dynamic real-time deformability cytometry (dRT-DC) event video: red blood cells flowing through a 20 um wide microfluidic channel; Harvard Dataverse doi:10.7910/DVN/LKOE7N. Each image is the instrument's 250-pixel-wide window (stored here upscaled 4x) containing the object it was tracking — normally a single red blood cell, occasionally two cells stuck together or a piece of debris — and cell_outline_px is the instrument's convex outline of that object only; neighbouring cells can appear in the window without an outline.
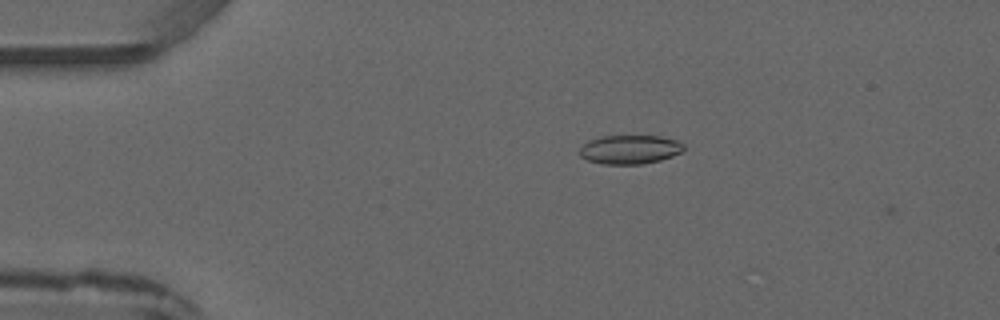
{"species": "common noctule bat (a hibernating species)", "species_latin": "Nyctalus noctula", "temperature_condition": "warm", "stored_images_in_passage": 2, "camera_frame_rate_fps": 3000, "um_per_image_px": 0.085, "animal": {"sex": "male", "forearm_length_mm": 52.5}, "frame": {"image": 1, "passage_image": 1, "time_ms": 0.0, "image_size_px": [1000, 320], "cell_outline_px": [[684, 148], [680, 152], [672, 156], [660, 160], [644, 164], [604, 164], [588, 160], [580, 156], [580, 148], [588, 140], [600, 136], [660, 136], [676, 140], [684, 144]], "centroid_in_image_um": [53.53, 12.7], "position_along_channel_um": 31.5, "area_um2": 17.51}}